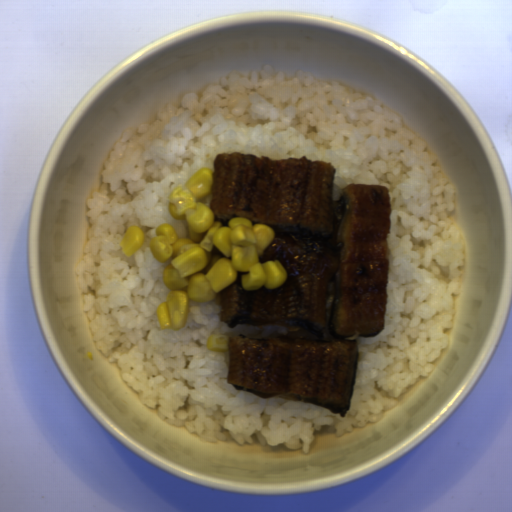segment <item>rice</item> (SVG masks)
Here are the masks:
<instances>
[{"label": "rice", "mask_w": 512, "mask_h": 512, "mask_svg": "<svg viewBox=\"0 0 512 512\" xmlns=\"http://www.w3.org/2000/svg\"><path fill=\"white\" fill-rule=\"evenodd\" d=\"M272 65L230 69L199 91L165 103L137 127H126L104 161L101 185L85 199L83 257L75 264L82 310L97 351L120 369L126 387L158 419L209 443L232 436L241 446L283 445L307 454L322 427L335 436L382 421L400 396L434 372L450 342L468 241L453 217L456 186L432 147L376 96L335 78ZM273 159L307 156L336 168L334 197L348 183L389 188V298L385 329L359 337L360 358L350 409L340 417L297 400L263 398L227 383L229 353L207 350L208 335L284 334L280 325L228 328L220 305L190 302L182 330L159 327L156 307L170 292L169 263L150 250L159 223L188 237L173 220L168 197L218 152ZM144 246L129 259L119 242L131 225Z\"/></svg>", "instance_id": "obj_1"}]
</instances>
